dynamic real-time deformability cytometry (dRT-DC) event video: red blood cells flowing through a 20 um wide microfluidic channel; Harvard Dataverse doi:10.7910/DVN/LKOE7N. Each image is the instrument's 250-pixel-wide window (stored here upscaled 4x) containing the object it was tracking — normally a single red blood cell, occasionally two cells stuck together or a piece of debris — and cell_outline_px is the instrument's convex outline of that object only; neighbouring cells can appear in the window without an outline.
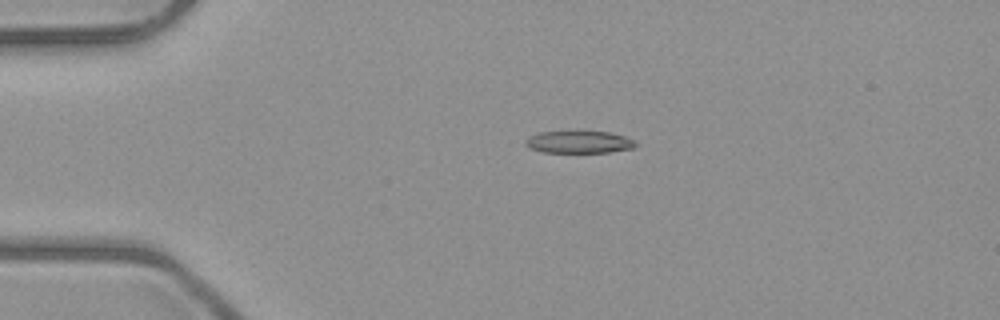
{"species": "common noctule bat (a hibernating species)", "species_latin": "Nyctalus noctula", "temperature_condition": "room temperature", "stored_images_in_passage": 5, "camera_frame_rate_fps": 3000, "um_per_image_px": 0.085, "animal": {"sex": "male", "body_mass_g": 23.1, "forearm_length_mm": 52.7}, "frame": {"image": 1, "passage_image": 4, "time_ms": 3.333, "image_size_px": [1000, 320], "cell_outline_px": [[636, 148], [608, 152], [544, 152], [528, 148], [524, 144], [524, 140], [528, 136], [540, 132], [608, 132], [624, 136], [632, 140], [636, 144]], "centroid_in_image_um": [49.17, 12.08], "position_along_channel_um": 35.8, "area_um2": 14.16}}